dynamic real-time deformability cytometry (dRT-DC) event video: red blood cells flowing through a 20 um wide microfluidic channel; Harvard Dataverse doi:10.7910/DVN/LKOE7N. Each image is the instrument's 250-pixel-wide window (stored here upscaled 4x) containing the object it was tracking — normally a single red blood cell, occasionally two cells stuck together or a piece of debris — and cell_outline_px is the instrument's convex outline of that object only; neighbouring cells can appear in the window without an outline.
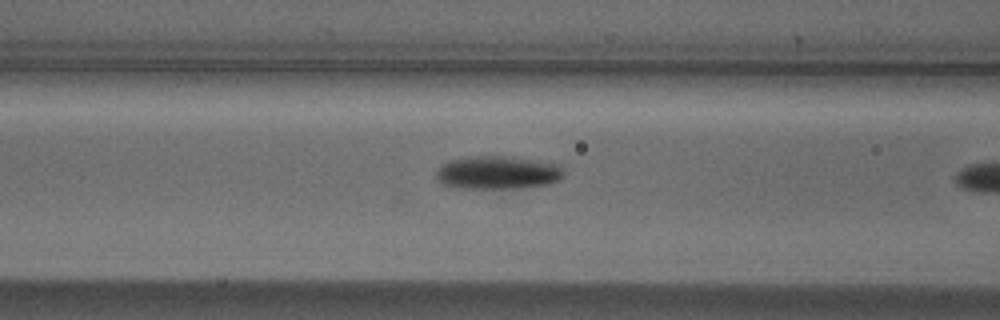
{"species": "Egyptian fruit bat (a non-hibernating species)", "species_latin": "Rousettus aegyptiacus", "temperature_condition": "cold", "stored_images_in_passage": 6, "camera_frame_rate_fps": 3000, "um_per_image_px": 0.085, "animal": {"sex": "male"}, "frame": {"image": 1, "passage_image": 5, "time_ms": 1.333, "image_size_px": [1000, 320], "cell_outline_px": [[564, 176], [560, 180], [548, 184], [524, 188], [464, 188], [448, 184], [440, 180], [436, 176], [436, 172], [448, 160], [468, 156], [512, 156], [560, 164], [564, 172]], "centroid_in_image_um": [42.4, 14.65], "position_along_channel_um": 124.2, "area_um2": 24.68}}